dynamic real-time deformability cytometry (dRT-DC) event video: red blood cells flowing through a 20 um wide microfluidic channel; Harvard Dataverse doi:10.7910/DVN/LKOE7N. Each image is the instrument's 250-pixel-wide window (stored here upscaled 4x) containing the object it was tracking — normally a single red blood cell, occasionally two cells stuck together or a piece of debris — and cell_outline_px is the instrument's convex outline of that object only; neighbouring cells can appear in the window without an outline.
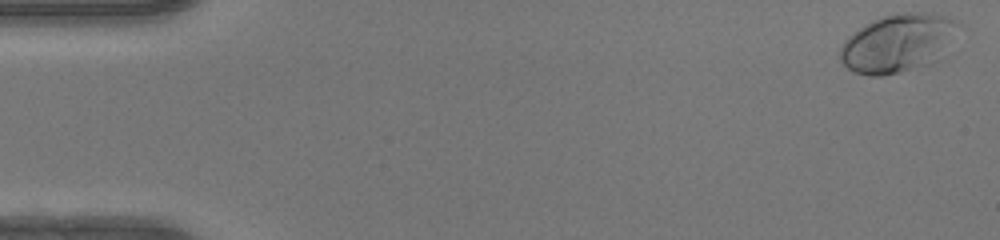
{"species": "human", "species_latin": "Homo sapiens", "temperature_condition": "warm", "stored_images_in_passage": 50, "camera_frame_rate_fps": 3000, "um_per_image_px": 0.085, "donor": {"sex": "female"}, "frame": {"image": 1, "passage_image": 1, "time_ms": 0.0, "image_size_px": [1000, 240], "cell_outline_px": [[956, 24], [936, 60], [900, 72], [880, 76], [868, 76], [856, 72], [848, 68], [840, 60], [840, 48], [844, 40], [848, 36], [872, 20], [884, 16], [904, 12], [932, 12], [956, 20]], "centroid_in_image_um": [76.19, 3.65], "position_along_channel_um": 8.8, "area_um2": 38.67}}
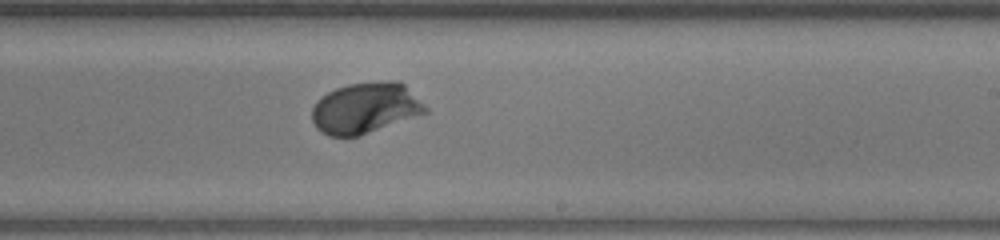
{"frame": {"image": 2, "passage_image": 30, "time_ms": 9.667, "image_size_px": [1000, 240], "cell_outline_px": [[428, 112], [360, 136], [328, 136], [320, 132], [316, 128], [312, 120], [312, 108], [316, 100], [320, 96], [336, 88], [348, 84], [384, 80], [400, 80], [428, 108]], "centroid_in_image_um": [31.03, 9.17], "position_along_channel_um": 258.0, "area_um2": 33.93}}
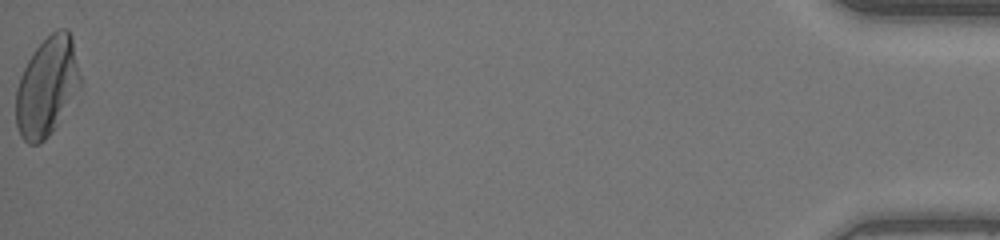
{"frame": {"image": 3, "passage_image": 50, "time_ms": 16.333, "image_size_px": [1000, 240], "cell_outline_px": [[84, 84], [52, 132], [44, 140], [36, 144], [28, 144], [20, 136], [16, 124], [16, 88], [20, 76], [32, 52], [56, 28], [68, 28], [72, 36], [84, 80]], "centroid_in_image_um": [4.05, 7.33], "position_along_channel_um": 431.2, "area_um2": 37.97}, "authors_computed_cell_mechanics": {"area_um2": 32.5992, "velocity_mm_per_s": 4.1646, "shape_relaxation_time_tau1_ms": 1.7363, "shape_relaxation_time_tau2_ms": null, "deformation_change_tau1": 0.1456, "deformation_change_tau2": null}}